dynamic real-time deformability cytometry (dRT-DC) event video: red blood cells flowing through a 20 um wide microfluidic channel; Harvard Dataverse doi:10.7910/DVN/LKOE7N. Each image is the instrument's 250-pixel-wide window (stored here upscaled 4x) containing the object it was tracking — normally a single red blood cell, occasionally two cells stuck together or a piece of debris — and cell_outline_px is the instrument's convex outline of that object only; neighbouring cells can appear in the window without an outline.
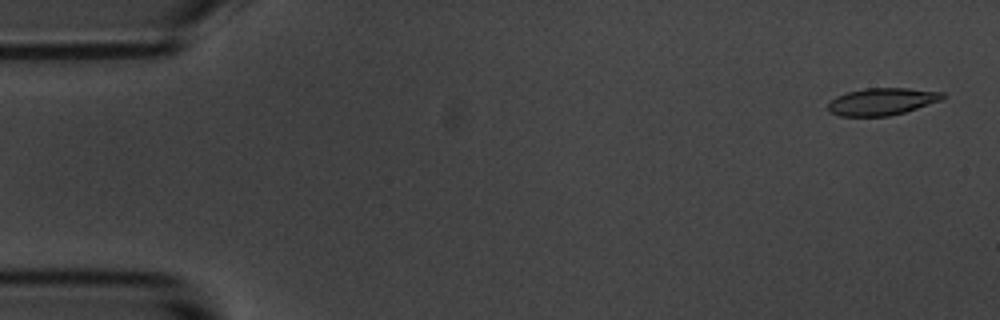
{"species": "common noctule bat (a hibernating species)", "species_latin": "Nyctalus noctula", "temperature_condition": "room temperature", "stored_images_in_passage": 5, "camera_frame_rate_fps": 3000, "um_per_image_px": 0.085, "animal": {"sex": "male", "body_mass_g": 20.1, "forearm_length_mm": 53.5}, "frame": {"image": 1, "passage_image": 1, "time_ms": 0.0, "image_size_px": [1000, 320], "cell_outline_px": [[944, 100], [904, 112], [888, 116], [840, 116], [828, 112], [828, 104], [836, 96], [848, 92], [864, 88], [908, 88], [944, 92]], "centroid_in_image_um": [74.98, 8.63], "position_along_channel_um": 10.0, "area_um2": 18.21}}
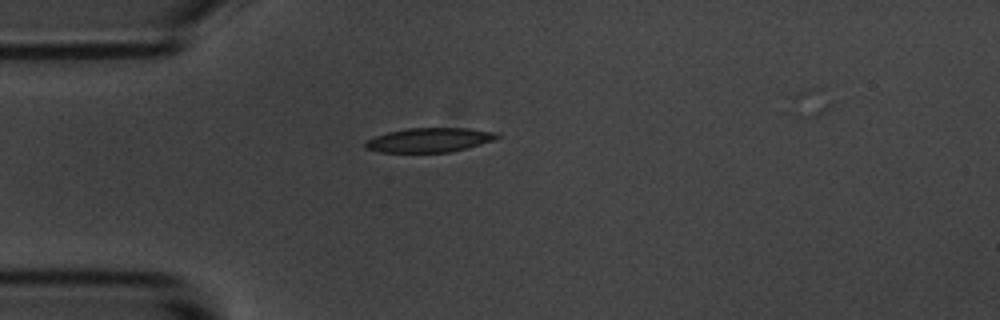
{"frame": {"image": 2, "passage_image": 5, "time_ms": 4.333, "image_size_px": [1000, 320], "cell_outline_px": [[500, 136], [492, 140], [468, 148], [452, 152], [380, 152], [364, 148], [364, 140], [388, 132], [408, 128], [468, 128], [496, 132]], "centroid_in_image_um": [36.46, 11.9], "position_along_channel_um": 48.5, "area_um2": 18.67}}